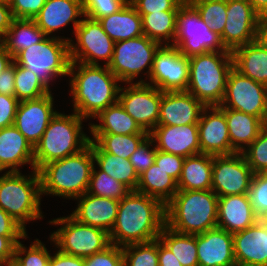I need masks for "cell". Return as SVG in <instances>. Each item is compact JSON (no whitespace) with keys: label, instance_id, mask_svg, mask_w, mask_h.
Instances as JSON below:
<instances>
[{"label":"cell","instance_id":"cell-53","mask_svg":"<svg viewBox=\"0 0 267 266\" xmlns=\"http://www.w3.org/2000/svg\"><path fill=\"white\" fill-rule=\"evenodd\" d=\"M27 239L26 236H1L0 235V264H12L16 244L20 239Z\"/></svg>","mask_w":267,"mask_h":266},{"label":"cell","instance_id":"cell-4","mask_svg":"<svg viewBox=\"0 0 267 266\" xmlns=\"http://www.w3.org/2000/svg\"><path fill=\"white\" fill-rule=\"evenodd\" d=\"M92 146L89 144L79 153L52 161L38 172L41 195H53L75 199L87 192L94 165Z\"/></svg>","mask_w":267,"mask_h":266},{"label":"cell","instance_id":"cell-7","mask_svg":"<svg viewBox=\"0 0 267 266\" xmlns=\"http://www.w3.org/2000/svg\"><path fill=\"white\" fill-rule=\"evenodd\" d=\"M41 180L35 169L28 175L5 171L0 177V207L25 230L26 223L43 219Z\"/></svg>","mask_w":267,"mask_h":266},{"label":"cell","instance_id":"cell-26","mask_svg":"<svg viewBox=\"0 0 267 266\" xmlns=\"http://www.w3.org/2000/svg\"><path fill=\"white\" fill-rule=\"evenodd\" d=\"M24 164L34 169V148L14 125L0 129V167L20 172Z\"/></svg>","mask_w":267,"mask_h":266},{"label":"cell","instance_id":"cell-37","mask_svg":"<svg viewBox=\"0 0 267 266\" xmlns=\"http://www.w3.org/2000/svg\"><path fill=\"white\" fill-rule=\"evenodd\" d=\"M159 239L172 251L182 266H199L197 234L177 233L165 225Z\"/></svg>","mask_w":267,"mask_h":266},{"label":"cell","instance_id":"cell-58","mask_svg":"<svg viewBox=\"0 0 267 266\" xmlns=\"http://www.w3.org/2000/svg\"><path fill=\"white\" fill-rule=\"evenodd\" d=\"M14 17L7 2L0 1V34L5 35Z\"/></svg>","mask_w":267,"mask_h":266},{"label":"cell","instance_id":"cell-17","mask_svg":"<svg viewBox=\"0 0 267 266\" xmlns=\"http://www.w3.org/2000/svg\"><path fill=\"white\" fill-rule=\"evenodd\" d=\"M226 18L220 38L227 50L233 51L256 40L260 15L248 0H227Z\"/></svg>","mask_w":267,"mask_h":266},{"label":"cell","instance_id":"cell-29","mask_svg":"<svg viewBox=\"0 0 267 266\" xmlns=\"http://www.w3.org/2000/svg\"><path fill=\"white\" fill-rule=\"evenodd\" d=\"M98 21L115 43L144 35L142 17L129 1L118 12Z\"/></svg>","mask_w":267,"mask_h":266},{"label":"cell","instance_id":"cell-27","mask_svg":"<svg viewBox=\"0 0 267 266\" xmlns=\"http://www.w3.org/2000/svg\"><path fill=\"white\" fill-rule=\"evenodd\" d=\"M236 261L267 266V226L256 222L233 234Z\"/></svg>","mask_w":267,"mask_h":266},{"label":"cell","instance_id":"cell-30","mask_svg":"<svg viewBox=\"0 0 267 266\" xmlns=\"http://www.w3.org/2000/svg\"><path fill=\"white\" fill-rule=\"evenodd\" d=\"M221 109L225 113L232 148L236 152H243L259 136L263 120L241 111Z\"/></svg>","mask_w":267,"mask_h":266},{"label":"cell","instance_id":"cell-40","mask_svg":"<svg viewBox=\"0 0 267 266\" xmlns=\"http://www.w3.org/2000/svg\"><path fill=\"white\" fill-rule=\"evenodd\" d=\"M95 167L96 164L92 168L87 193L120 201L131 191L123 183L113 179L100 169L97 171Z\"/></svg>","mask_w":267,"mask_h":266},{"label":"cell","instance_id":"cell-68","mask_svg":"<svg viewBox=\"0 0 267 266\" xmlns=\"http://www.w3.org/2000/svg\"><path fill=\"white\" fill-rule=\"evenodd\" d=\"M0 1H2V2H7V3L9 2V0H0Z\"/></svg>","mask_w":267,"mask_h":266},{"label":"cell","instance_id":"cell-2","mask_svg":"<svg viewBox=\"0 0 267 266\" xmlns=\"http://www.w3.org/2000/svg\"><path fill=\"white\" fill-rule=\"evenodd\" d=\"M68 76L73 110L85 120L118 102L121 81L108 66L71 62Z\"/></svg>","mask_w":267,"mask_h":266},{"label":"cell","instance_id":"cell-1","mask_svg":"<svg viewBox=\"0 0 267 266\" xmlns=\"http://www.w3.org/2000/svg\"><path fill=\"white\" fill-rule=\"evenodd\" d=\"M166 225L165 205L146 194L130 191L119 201L118 213L109 233L113 245L125 246L156 240Z\"/></svg>","mask_w":267,"mask_h":266},{"label":"cell","instance_id":"cell-66","mask_svg":"<svg viewBox=\"0 0 267 266\" xmlns=\"http://www.w3.org/2000/svg\"><path fill=\"white\" fill-rule=\"evenodd\" d=\"M4 47V35L0 34V49Z\"/></svg>","mask_w":267,"mask_h":266},{"label":"cell","instance_id":"cell-55","mask_svg":"<svg viewBox=\"0 0 267 266\" xmlns=\"http://www.w3.org/2000/svg\"><path fill=\"white\" fill-rule=\"evenodd\" d=\"M15 63L13 62L0 74V94L15 96Z\"/></svg>","mask_w":267,"mask_h":266},{"label":"cell","instance_id":"cell-3","mask_svg":"<svg viewBox=\"0 0 267 266\" xmlns=\"http://www.w3.org/2000/svg\"><path fill=\"white\" fill-rule=\"evenodd\" d=\"M166 226L196 235L217 227L218 196L210 190L178 191L165 205Z\"/></svg>","mask_w":267,"mask_h":266},{"label":"cell","instance_id":"cell-61","mask_svg":"<svg viewBox=\"0 0 267 266\" xmlns=\"http://www.w3.org/2000/svg\"><path fill=\"white\" fill-rule=\"evenodd\" d=\"M248 2L259 15L267 8V0H248Z\"/></svg>","mask_w":267,"mask_h":266},{"label":"cell","instance_id":"cell-52","mask_svg":"<svg viewBox=\"0 0 267 266\" xmlns=\"http://www.w3.org/2000/svg\"><path fill=\"white\" fill-rule=\"evenodd\" d=\"M19 102L15 96L0 94V129L13 125Z\"/></svg>","mask_w":267,"mask_h":266},{"label":"cell","instance_id":"cell-19","mask_svg":"<svg viewBox=\"0 0 267 266\" xmlns=\"http://www.w3.org/2000/svg\"><path fill=\"white\" fill-rule=\"evenodd\" d=\"M200 152L210 155L236 153L230 143L224 111L219 106H206L198 121Z\"/></svg>","mask_w":267,"mask_h":266},{"label":"cell","instance_id":"cell-59","mask_svg":"<svg viewBox=\"0 0 267 266\" xmlns=\"http://www.w3.org/2000/svg\"><path fill=\"white\" fill-rule=\"evenodd\" d=\"M13 57L5 47L0 49V74L13 63Z\"/></svg>","mask_w":267,"mask_h":266},{"label":"cell","instance_id":"cell-11","mask_svg":"<svg viewBox=\"0 0 267 266\" xmlns=\"http://www.w3.org/2000/svg\"><path fill=\"white\" fill-rule=\"evenodd\" d=\"M162 45L145 35L119 41L114 44L109 70L125 84L133 83L143 73L149 79L156 52Z\"/></svg>","mask_w":267,"mask_h":266},{"label":"cell","instance_id":"cell-20","mask_svg":"<svg viewBox=\"0 0 267 266\" xmlns=\"http://www.w3.org/2000/svg\"><path fill=\"white\" fill-rule=\"evenodd\" d=\"M149 136L153 139L156 149L166 153L184 158L201 153L198 124L157 125Z\"/></svg>","mask_w":267,"mask_h":266},{"label":"cell","instance_id":"cell-54","mask_svg":"<svg viewBox=\"0 0 267 266\" xmlns=\"http://www.w3.org/2000/svg\"><path fill=\"white\" fill-rule=\"evenodd\" d=\"M0 235L26 236V230L0 207Z\"/></svg>","mask_w":267,"mask_h":266},{"label":"cell","instance_id":"cell-23","mask_svg":"<svg viewBox=\"0 0 267 266\" xmlns=\"http://www.w3.org/2000/svg\"><path fill=\"white\" fill-rule=\"evenodd\" d=\"M197 256L199 266H232L233 234L217 227L197 234Z\"/></svg>","mask_w":267,"mask_h":266},{"label":"cell","instance_id":"cell-57","mask_svg":"<svg viewBox=\"0 0 267 266\" xmlns=\"http://www.w3.org/2000/svg\"><path fill=\"white\" fill-rule=\"evenodd\" d=\"M159 266H182L172 251L158 238Z\"/></svg>","mask_w":267,"mask_h":266},{"label":"cell","instance_id":"cell-47","mask_svg":"<svg viewBox=\"0 0 267 266\" xmlns=\"http://www.w3.org/2000/svg\"><path fill=\"white\" fill-rule=\"evenodd\" d=\"M151 145L154 147H151ZM156 151L157 149L153 139L148 136L131 155L129 160L138 176L154 164Z\"/></svg>","mask_w":267,"mask_h":266},{"label":"cell","instance_id":"cell-50","mask_svg":"<svg viewBox=\"0 0 267 266\" xmlns=\"http://www.w3.org/2000/svg\"><path fill=\"white\" fill-rule=\"evenodd\" d=\"M185 158L180 155L156 151L154 164L161 167L176 182L180 179Z\"/></svg>","mask_w":267,"mask_h":266},{"label":"cell","instance_id":"cell-56","mask_svg":"<svg viewBox=\"0 0 267 266\" xmlns=\"http://www.w3.org/2000/svg\"><path fill=\"white\" fill-rule=\"evenodd\" d=\"M49 266H84V258L57 250L54 256H50Z\"/></svg>","mask_w":267,"mask_h":266},{"label":"cell","instance_id":"cell-60","mask_svg":"<svg viewBox=\"0 0 267 266\" xmlns=\"http://www.w3.org/2000/svg\"><path fill=\"white\" fill-rule=\"evenodd\" d=\"M256 40L267 49V26L258 27Z\"/></svg>","mask_w":267,"mask_h":266},{"label":"cell","instance_id":"cell-48","mask_svg":"<svg viewBox=\"0 0 267 266\" xmlns=\"http://www.w3.org/2000/svg\"><path fill=\"white\" fill-rule=\"evenodd\" d=\"M84 266H124L122 247L111 244L104 251L84 258Z\"/></svg>","mask_w":267,"mask_h":266},{"label":"cell","instance_id":"cell-33","mask_svg":"<svg viewBox=\"0 0 267 266\" xmlns=\"http://www.w3.org/2000/svg\"><path fill=\"white\" fill-rule=\"evenodd\" d=\"M89 144L92 146L94 163L97 164V168L123 183L131 191H136L139 176L130 160L104 152L94 141H90Z\"/></svg>","mask_w":267,"mask_h":266},{"label":"cell","instance_id":"cell-64","mask_svg":"<svg viewBox=\"0 0 267 266\" xmlns=\"http://www.w3.org/2000/svg\"><path fill=\"white\" fill-rule=\"evenodd\" d=\"M232 266H261V265L236 261Z\"/></svg>","mask_w":267,"mask_h":266},{"label":"cell","instance_id":"cell-32","mask_svg":"<svg viewBox=\"0 0 267 266\" xmlns=\"http://www.w3.org/2000/svg\"><path fill=\"white\" fill-rule=\"evenodd\" d=\"M213 155L196 154L185 158L178 191L210 190L212 185Z\"/></svg>","mask_w":267,"mask_h":266},{"label":"cell","instance_id":"cell-24","mask_svg":"<svg viewBox=\"0 0 267 266\" xmlns=\"http://www.w3.org/2000/svg\"><path fill=\"white\" fill-rule=\"evenodd\" d=\"M81 16H85L82 0H46L34 21L46 36H50L70 22L73 23L75 33L76 27L82 21L77 18Z\"/></svg>","mask_w":267,"mask_h":266},{"label":"cell","instance_id":"cell-31","mask_svg":"<svg viewBox=\"0 0 267 266\" xmlns=\"http://www.w3.org/2000/svg\"><path fill=\"white\" fill-rule=\"evenodd\" d=\"M96 118L100 124H92V122L89 124L91 134H149L140 128L119 101L102 110L94 117V119Z\"/></svg>","mask_w":267,"mask_h":266},{"label":"cell","instance_id":"cell-34","mask_svg":"<svg viewBox=\"0 0 267 266\" xmlns=\"http://www.w3.org/2000/svg\"><path fill=\"white\" fill-rule=\"evenodd\" d=\"M137 192L154 197L166 205L178 192L177 182L155 164L139 176Z\"/></svg>","mask_w":267,"mask_h":266},{"label":"cell","instance_id":"cell-12","mask_svg":"<svg viewBox=\"0 0 267 266\" xmlns=\"http://www.w3.org/2000/svg\"><path fill=\"white\" fill-rule=\"evenodd\" d=\"M73 35L76 37V43L73 40L69 42L71 62L100 65L99 60H103L104 66L109 65L115 42L103 30L98 20L82 17Z\"/></svg>","mask_w":267,"mask_h":266},{"label":"cell","instance_id":"cell-43","mask_svg":"<svg viewBox=\"0 0 267 266\" xmlns=\"http://www.w3.org/2000/svg\"><path fill=\"white\" fill-rule=\"evenodd\" d=\"M45 246L39 239H35L28 248L19 241L15 247L12 265L49 266L51 254Z\"/></svg>","mask_w":267,"mask_h":266},{"label":"cell","instance_id":"cell-67","mask_svg":"<svg viewBox=\"0 0 267 266\" xmlns=\"http://www.w3.org/2000/svg\"><path fill=\"white\" fill-rule=\"evenodd\" d=\"M185 3H190V2H192V1H194V0H183Z\"/></svg>","mask_w":267,"mask_h":266},{"label":"cell","instance_id":"cell-22","mask_svg":"<svg viewBox=\"0 0 267 266\" xmlns=\"http://www.w3.org/2000/svg\"><path fill=\"white\" fill-rule=\"evenodd\" d=\"M76 209L70 214L78 222L110 233L118 213L119 200L84 193L75 198Z\"/></svg>","mask_w":267,"mask_h":266},{"label":"cell","instance_id":"cell-46","mask_svg":"<svg viewBox=\"0 0 267 266\" xmlns=\"http://www.w3.org/2000/svg\"><path fill=\"white\" fill-rule=\"evenodd\" d=\"M83 11L86 17L98 20L99 18L118 12L129 0H82Z\"/></svg>","mask_w":267,"mask_h":266},{"label":"cell","instance_id":"cell-18","mask_svg":"<svg viewBox=\"0 0 267 266\" xmlns=\"http://www.w3.org/2000/svg\"><path fill=\"white\" fill-rule=\"evenodd\" d=\"M51 93L37 99L19 102L13 125L34 148L42 138L49 122L58 112L53 109Z\"/></svg>","mask_w":267,"mask_h":266},{"label":"cell","instance_id":"cell-14","mask_svg":"<svg viewBox=\"0 0 267 266\" xmlns=\"http://www.w3.org/2000/svg\"><path fill=\"white\" fill-rule=\"evenodd\" d=\"M147 82L142 78L135 83H147L161 91H186L189 83V58L173 45H162L155 54Z\"/></svg>","mask_w":267,"mask_h":266},{"label":"cell","instance_id":"cell-16","mask_svg":"<svg viewBox=\"0 0 267 266\" xmlns=\"http://www.w3.org/2000/svg\"><path fill=\"white\" fill-rule=\"evenodd\" d=\"M253 175L242 152L214 155L211 190L218 197L247 194Z\"/></svg>","mask_w":267,"mask_h":266},{"label":"cell","instance_id":"cell-65","mask_svg":"<svg viewBox=\"0 0 267 266\" xmlns=\"http://www.w3.org/2000/svg\"><path fill=\"white\" fill-rule=\"evenodd\" d=\"M263 129L267 131V109H266L265 117L263 119Z\"/></svg>","mask_w":267,"mask_h":266},{"label":"cell","instance_id":"cell-39","mask_svg":"<svg viewBox=\"0 0 267 266\" xmlns=\"http://www.w3.org/2000/svg\"><path fill=\"white\" fill-rule=\"evenodd\" d=\"M15 97L21 102L51 93L34 72L15 64Z\"/></svg>","mask_w":267,"mask_h":266},{"label":"cell","instance_id":"cell-21","mask_svg":"<svg viewBox=\"0 0 267 266\" xmlns=\"http://www.w3.org/2000/svg\"><path fill=\"white\" fill-rule=\"evenodd\" d=\"M205 107L187 91H162L158 125L198 124Z\"/></svg>","mask_w":267,"mask_h":266},{"label":"cell","instance_id":"cell-62","mask_svg":"<svg viewBox=\"0 0 267 266\" xmlns=\"http://www.w3.org/2000/svg\"><path fill=\"white\" fill-rule=\"evenodd\" d=\"M257 222L263 226H267V208L257 215Z\"/></svg>","mask_w":267,"mask_h":266},{"label":"cell","instance_id":"cell-25","mask_svg":"<svg viewBox=\"0 0 267 266\" xmlns=\"http://www.w3.org/2000/svg\"><path fill=\"white\" fill-rule=\"evenodd\" d=\"M256 222L257 215L253 212L247 194L218 197L217 228L234 234Z\"/></svg>","mask_w":267,"mask_h":266},{"label":"cell","instance_id":"cell-38","mask_svg":"<svg viewBox=\"0 0 267 266\" xmlns=\"http://www.w3.org/2000/svg\"><path fill=\"white\" fill-rule=\"evenodd\" d=\"M90 141H94L104 152L129 159L149 134H92Z\"/></svg>","mask_w":267,"mask_h":266},{"label":"cell","instance_id":"cell-15","mask_svg":"<svg viewBox=\"0 0 267 266\" xmlns=\"http://www.w3.org/2000/svg\"><path fill=\"white\" fill-rule=\"evenodd\" d=\"M162 91L147 83H128L120 88L118 101L143 131L150 133L160 115Z\"/></svg>","mask_w":267,"mask_h":266},{"label":"cell","instance_id":"cell-8","mask_svg":"<svg viewBox=\"0 0 267 266\" xmlns=\"http://www.w3.org/2000/svg\"><path fill=\"white\" fill-rule=\"evenodd\" d=\"M72 38L46 36L42 41L20 51L15 64L31 70L50 90V81L68 76L70 60L69 42ZM55 78V79H54Z\"/></svg>","mask_w":267,"mask_h":266},{"label":"cell","instance_id":"cell-28","mask_svg":"<svg viewBox=\"0 0 267 266\" xmlns=\"http://www.w3.org/2000/svg\"><path fill=\"white\" fill-rule=\"evenodd\" d=\"M232 56L237 71L267 86V49L257 40L235 48Z\"/></svg>","mask_w":267,"mask_h":266},{"label":"cell","instance_id":"cell-36","mask_svg":"<svg viewBox=\"0 0 267 266\" xmlns=\"http://www.w3.org/2000/svg\"><path fill=\"white\" fill-rule=\"evenodd\" d=\"M177 14L178 11H159L143 15V34L161 45L163 43L173 45L176 37Z\"/></svg>","mask_w":267,"mask_h":266},{"label":"cell","instance_id":"cell-35","mask_svg":"<svg viewBox=\"0 0 267 266\" xmlns=\"http://www.w3.org/2000/svg\"><path fill=\"white\" fill-rule=\"evenodd\" d=\"M45 37L34 19L14 18L4 35V47L14 58L20 51L39 43Z\"/></svg>","mask_w":267,"mask_h":266},{"label":"cell","instance_id":"cell-63","mask_svg":"<svg viewBox=\"0 0 267 266\" xmlns=\"http://www.w3.org/2000/svg\"><path fill=\"white\" fill-rule=\"evenodd\" d=\"M259 26H267V8L260 14Z\"/></svg>","mask_w":267,"mask_h":266},{"label":"cell","instance_id":"cell-9","mask_svg":"<svg viewBox=\"0 0 267 266\" xmlns=\"http://www.w3.org/2000/svg\"><path fill=\"white\" fill-rule=\"evenodd\" d=\"M49 223L61 225L57 231L51 233L50 242L65 254L86 258L111 245L108 232L82 224L71 215L53 219Z\"/></svg>","mask_w":267,"mask_h":266},{"label":"cell","instance_id":"cell-13","mask_svg":"<svg viewBox=\"0 0 267 266\" xmlns=\"http://www.w3.org/2000/svg\"><path fill=\"white\" fill-rule=\"evenodd\" d=\"M220 108L241 111L263 120L267 109V86L242 75L234 67L229 71Z\"/></svg>","mask_w":267,"mask_h":266},{"label":"cell","instance_id":"cell-6","mask_svg":"<svg viewBox=\"0 0 267 266\" xmlns=\"http://www.w3.org/2000/svg\"><path fill=\"white\" fill-rule=\"evenodd\" d=\"M233 68L232 51L207 52L189 58L187 92L205 106L223 101L229 71Z\"/></svg>","mask_w":267,"mask_h":266},{"label":"cell","instance_id":"cell-5","mask_svg":"<svg viewBox=\"0 0 267 266\" xmlns=\"http://www.w3.org/2000/svg\"><path fill=\"white\" fill-rule=\"evenodd\" d=\"M76 112H57L51 119L39 143L34 147V169L75 155L89 145L90 137L83 132V121Z\"/></svg>","mask_w":267,"mask_h":266},{"label":"cell","instance_id":"cell-51","mask_svg":"<svg viewBox=\"0 0 267 266\" xmlns=\"http://www.w3.org/2000/svg\"><path fill=\"white\" fill-rule=\"evenodd\" d=\"M46 3V0H9L14 18L34 19Z\"/></svg>","mask_w":267,"mask_h":266},{"label":"cell","instance_id":"cell-41","mask_svg":"<svg viewBox=\"0 0 267 266\" xmlns=\"http://www.w3.org/2000/svg\"><path fill=\"white\" fill-rule=\"evenodd\" d=\"M190 4L215 33L219 36L223 34L227 20V0H194Z\"/></svg>","mask_w":267,"mask_h":266},{"label":"cell","instance_id":"cell-45","mask_svg":"<svg viewBox=\"0 0 267 266\" xmlns=\"http://www.w3.org/2000/svg\"><path fill=\"white\" fill-rule=\"evenodd\" d=\"M247 195L256 215L267 208V171L253 175Z\"/></svg>","mask_w":267,"mask_h":266},{"label":"cell","instance_id":"cell-10","mask_svg":"<svg viewBox=\"0 0 267 266\" xmlns=\"http://www.w3.org/2000/svg\"><path fill=\"white\" fill-rule=\"evenodd\" d=\"M173 46L188 58L207 52L230 51L190 3H184L178 10Z\"/></svg>","mask_w":267,"mask_h":266},{"label":"cell","instance_id":"cell-44","mask_svg":"<svg viewBox=\"0 0 267 266\" xmlns=\"http://www.w3.org/2000/svg\"><path fill=\"white\" fill-rule=\"evenodd\" d=\"M254 174L267 171V131L262 129L259 136L242 152Z\"/></svg>","mask_w":267,"mask_h":266},{"label":"cell","instance_id":"cell-49","mask_svg":"<svg viewBox=\"0 0 267 266\" xmlns=\"http://www.w3.org/2000/svg\"><path fill=\"white\" fill-rule=\"evenodd\" d=\"M142 17L159 11H178L185 3L183 0H129Z\"/></svg>","mask_w":267,"mask_h":266},{"label":"cell","instance_id":"cell-42","mask_svg":"<svg viewBox=\"0 0 267 266\" xmlns=\"http://www.w3.org/2000/svg\"><path fill=\"white\" fill-rule=\"evenodd\" d=\"M124 266H159L158 239L122 247Z\"/></svg>","mask_w":267,"mask_h":266}]
</instances>
